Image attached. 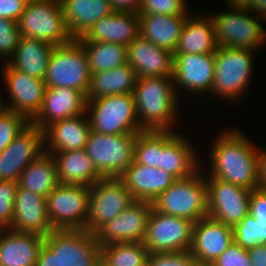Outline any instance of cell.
I'll return each mask as SVG.
<instances>
[{
	"label": "cell",
	"instance_id": "6da1fadb",
	"mask_svg": "<svg viewBox=\"0 0 266 266\" xmlns=\"http://www.w3.org/2000/svg\"><path fill=\"white\" fill-rule=\"evenodd\" d=\"M216 139L210 151L212 167L209 177L249 190L258 188L259 148L238 130H227Z\"/></svg>",
	"mask_w": 266,
	"mask_h": 266
},
{
	"label": "cell",
	"instance_id": "7a4b0ae2",
	"mask_svg": "<svg viewBox=\"0 0 266 266\" xmlns=\"http://www.w3.org/2000/svg\"><path fill=\"white\" fill-rule=\"evenodd\" d=\"M133 95L137 119L143 131L173 130L171 125L179 102L173 78L140 77Z\"/></svg>",
	"mask_w": 266,
	"mask_h": 266
},
{
	"label": "cell",
	"instance_id": "3957f363",
	"mask_svg": "<svg viewBox=\"0 0 266 266\" xmlns=\"http://www.w3.org/2000/svg\"><path fill=\"white\" fill-rule=\"evenodd\" d=\"M86 101L91 130L107 135L143 131L137 119L133 94L108 95Z\"/></svg>",
	"mask_w": 266,
	"mask_h": 266
},
{
	"label": "cell",
	"instance_id": "277c9868",
	"mask_svg": "<svg viewBox=\"0 0 266 266\" xmlns=\"http://www.w3.org/2000/svg\"><path fill=\"white\" fill-rule=\"evenodd\" d=\"M152 204L158 212L196 223L208 217L206 180L198 173L192 178L176 180Z\"/></svg>",
	"mask_w": 266,
	"mask_h": 266
},
{
	"label": "cell",
	"instance_id": "5b68a950",
	"mask_svg": "<svg viewBox=\"0 0 266 266\" xmlns=\"http://www.w3.org/2000/svg\"><path fill=\"white\" fill-rule=\"evenodd\" d=\"M90 78L88 58L78 39L54 47L44 79L47 87L77 89L86 96Z\"/></svg>",
	"mask_w": 266,
	"mask_h": 266
},
{
	"label": "cell",
	"instance_id": "8992f818",
	"mask_svg": "<svg viewBox=\"0 0 266 266\" xmlns=\"http://www.w3.org/2000/svg\"><path fill=\"white\" fill-rule=\"evenodd\" d=\"M17 24L21 37L38 39L52 46L73 39L65 24L60 0L27 2Z\"/></svg>",
	"mask_w": 266,
	"mask_h": 266
},
{
	"label": "cell",
	"instance_id": "52a82bcc",
	"mask_svg": "<svg viewBox=\"0 0 266 266\" xmlns=\"http://www.w3.org/2000/svg\"><path fill=\"white\" fill-rule=\"evenodd\" d=\"M137 134L89 133L85 152L103 178H119L134 161Z\"/></svg>",
	"mask_w": 266,
	"mask_h": 266
},
{
	"label": "cell",
	"instance_id": "ba28073f",
	"mask_svg": "<svg viewBox=\"0 0 266 266\" xmlns=\"http://www.w3.org/2000/svg\"><path fill=\"white\" fill-rule=\"evenodd\" d=\"M254 50L218 46L215 53V75L210 93L228 101L236 100L248 88ZM247 87V88H246ZM232 99V100H231Z\"/></svg>",
	"mask_w": 266,
	"mask_h": 266
},
{
	"label": "cell",
	"instance_id": "9c48e42d",
	"mask_svg": "<svg viewBox=\"0 0 266 266\" xmlns=\"http://www.w3.org/2000/svg\"><path fill=\"white\" fill-rule=\"evenodd\" d=\"M90 187L59 184L47 197V215L54 230H85Z\"/></svg>",
	"mask_w": 266,
	"mask_h": 266
},
{
	"label": "cell",
	"instance_id": "30bf717a",
	"mask_svg": "<svg viewBox=\"0 0 266 266\" xmlns=\"http://www.w3.org/2000/svg\"><path fill=\"white\" fill-rule=\"evenodd\" d=\"M250 12L252 14L250 9L230 8L229 12L220 11L210 16L218 46L255 51L262 46L266 40V31Z\"/></svg>",
	"mask_w": 266,
	"mask_h": 266
},
{
	"label": "cell",
	"instance_id": "8fae6325",
	"mask_svg": "<svg viewBox=\"0 0 266 266\" xmlns=\"http://www.w3.org/2000/svg\"><path fill=\"white\" fill-rule=\"evenodd\" d=\"M136 200L120 178H102L90 187L86 229L95 234Z\"/></svg>",
	"mask_w": 266,
	"mask_h": 266
},
{
	"label": "cell",
	"instance_id": "7c38bea8",
	"mask_svg": "<svg viewBox=\"0 0 266 266\" xmlns=\"http://www.w3.org/2000/svg\"><path fill=\"white\" fill-rule=\"evenodd\" d=\"M193 225L189 219L166 215L153 208L143 243L151 254L190 251Z\"/></svg>",
	"mask_w": 266,
	"mask_h": 266
},
{
	"label": "cell",
	"instance_id": "4fadbf2b",
	"mask_svg": "<svg viewBox=\"0 0 266 266\" xmlns=\"http://www.w3.org/2000/svg\"><path fill=\"white\" fill-rule=\"evenodd\" d=\"M45 243L60 257L62 266L101 265V245L87 230H53Z\"/></svg>",
	"mask_w": 266,
	"mask_h": 266
},
{
	"label": "cell",
	"instance_id": "5bb4252c",
	"mask_svg": "<svg viewBox=\"0 0 266 266\" xmlns=\"http://www.w3.org/2000/svg\"><path fill=\"white\" fill-rule=\"evenodd\" d=\"M208 217L234 227L249 214L250 193L245 187L207 177Z\"/></svg>",
	"mask_w": 266,
	"mask_h": 266
},
{
	"label": "cell",
	"instance_id": "9a60e30c",
	"mask_svg": "<svg viewBox=\"0 0 266 266\" xmlns=\"http://www.w3.org/2000/svg\"><path fill=\"white\" fill-rule=\"evenodd\" d=\"M44 144L45 131L30 123L0 153V181L17 182L22 171L45 152Z\"/></svg>",
	"mask_w": 266,
	"mask_h": 266
},
{
	"label": "cell",
	"instance_id": "2e32d148",
	"mask_svg": "<svg viewBox=\"0 0 266 266\" xmlns=\"http://www.w3.org/2000/svg\"><path fill=\"white\" fill-rule=\"evenodd\" d=\"M152 209L151 202L136 200L94 234L98 243L143 242Z\"/></svg>",
	"mask_w": 266,
	"mask_h": 266
},
{
	"label": "cell",
	"instance_id": "e0dca14e",
	"mask_svg": "<svg viewBox=\"0 0 266 266\" xmlns=\"http://www.w3.org/2000/svg\"><path fill=\"white\" fill-rule=\"evenodd\" d=\"M5 64L4 82L11 101L6 110L22 114L31 121L42 107L47 88L45 81L14 69L8 62Z\"/></svg>",
	"mask_w": 266,
	"mask_h": 266
},
{
	"label": "cell",
	"instance_id": "ac0fdd59",
	"mask_svg": "<svg viewBox=\"0 0 266 266\" xmlns=\"http://www.w3.org/2000/svg\"><path fill=\"white\" fill-rule=\"evenodd\" d=\"M215 75V53L174 54L173 83L192 93H210ZM180 85V86H179Z\"/></svg>",
	"mask_w": 266,
	"mask_h": 266
},
{
	"label": "cell",
	"instance_id": "d6986e66",
	"mask_svg": "<svg viewBox=\"0 0 266 266\" xmlns=\"http://www.w3.org/2000/svg\"><path fill=\"white\" fill-rule=\"evenodd\" d=\"M233 242V227L206 217L193 225L190 253L195 262L212 264Z\"/></svg>",
	"mask_w": 266,
	"mask_h": 266
},
{
	"label": "cell",
	"instance_id": "ffe728a7",
	"mask_svg": "<svg viewBox=\"0 0 266 266\" xmlns=\"http://www.w3.org/2000/svg\"><path fill=\"white\" fill-rule=\"evenodd\" d=\"M86 103V96L77 89L47 87L42 107L30 123L45 130L54 122L84 114Z\"/></svg>",
	"mask_w": 266,
	"mask_h": 266
},
{
	"label": "cell",
	"instance_id": "44dd1931",
	"mask_svg": "<svg viewBox=\"0 0 266 266\" xmlns=\"http://www.w3.org/2000/svg\"><path fill=\"white\" fill-rule=\"evenodd\" d=\"M128 64L140 77L173 78L174 53L138 36L127 46Z\"/></svg>",
	"mask_w": 266,
	"mask_h": 266
},
{
	"label": "cell",
	"instance_id": "7402d4cb",
	"mask_svg": "<svg viewBox=\"0 0 266 266\" xmlns=\"http://www.w3.org/2000/svg\"><path fill=\"white\" fill-rule=\"evenodd\" d=\"M10 229L42 236L53 231L47 215L46 198L18 185Z\"/></svg>",
	"mask_w": 266,
	"mask_h": 266
},
{
	"label": "cell",
	"instance_id": "603a6c76",
	"mask_svg": "<svg viewBox=\"0 0 266 266\" xmlns=\"http://www.w3.org/2000/svg\"><path fill=\"white\" fill-rule=\"evenodd\" d=\"M137 201L153 202L177 179L162 168H152L133 161L119 177Z\"/></svg>",
	"mask_w": 266,
	"mask_h": 266
},
{
	"label": "cell",
	"instance_id": "cb8c5ba5",
	"mask_svg": "<svg viewBox=\"0 0 266 266\" xmlns=\"http://www.w3.org/2000/svg\"><path fill=\"white\" fill-rule=\"evenodd\" d=\"M139 36L137 12L114 11L96 22L80 42H113L128 46Z\"/></svg>",
	"mask_w": 266,
	"mask_h": 266
},
{
	"label": "cell",
	"instance_id": "d4e9b609",
	"mask_svg": "<svg viewBox=\"0 0 266 266\" xmlns=\"http://www.w3.org/2000/svg\"><path fill=\"white\" fill-rule=\"evenodd\" d=\"M184 136L173 131H162L160 168L177 180L192 178L198 173L197 155ZM185 139V140H184Z\"/></svg>",
	"mask_w": 266,
	"mask_h": 266
},
{
	"label": "cell",
	"instance_id": "484cf974",
	"mask_svg": "<svg viewBox=\"0 0 266 266\" xmlns=\"http://www.w3.org/2000/svg\"><path fill=\"white\" fill-rule=\"evenodd\" d=\"M45 236L4 229L0 235V266H36Z\"/></svg>",
	"mask_w": 266,
	"mask_h": 266
},
{
	"label": "cell",
	"instance_id": "4316f807",
	"mask_svg": "<svg viewBox=\"0 0 266 266\" xmlns=\"http://www.w3.org/2000/svg\"><path fill=\"white\" fill-rule=\"evenodd\" d=\"M86 115V116H85ZM87 113L57 121L45 131V152L56 153L69 150L85 149L91 124ZM48 140V141H47ZM48 150V151H47Z\"/></svg>",
	"mask_w": 266,
	"mask_h": 266
},
{
	"label": "cell",
	"instance_id": "83f0119b",
	"mask_svg": "<svg viewBox=\"0 0 266 266\" xmlns=\"http://www.w3.org/2000/svg\"><path fill=\"white\" fill-rule=\"evenodd\" d=\"M73 39L83 37L100 19L114 12L109 0H60Z\"/></svg>",
	"mask_w": 266,
	"mask_h": 266
},
{
	"label": "cell",
	"instance_id": "f1b7e54d",
	"mask_svg": "<svg viewBox=\"0 0 266 266\" xmlns=\"http://www.w3.org/2000/svg\"><path fill=\"white\" fill-rule=\"evenodd\" d=\"M139 36L174 53L188 15L138 14Z\"/></svg>",
	"mask_w": 266,
	"mask_h": 266
},
{
	"label": "cell",
	"instance_id": "f546056e",
	"mask_svg": "<svg viewBox=\"0 0 266 266\" xmlns=\"http://www.w3.org/2000/svg\"><path fill=\"white\" fill-rule=\"evenodd\" d=\"M55 162L58 179L62 185L91 187L103 177L97 172L85 149L50 153Z\"/></svg>",
	"mask_w": 266,
	"mask_h": 266
},
{
	"label": "cell",
	"instance_id": "4dcf8cb0",
	"mask_svg": "<svg viewBox=\"0 0 266 266\" xmlns=\"http://www.w3.org/2000/svg\"><path fill=\"white\" fill-rule=\"evenodd\" d=\"M137 80V73L128 63L112 70L91 73L86 100L108 95L133 94Z\"/></svg>",
	"mask_w": 266,
	"mask_h": 266
},
{
	"label": "cell",
	"instance_id": "1f68e13d",
	"mask_svg": "<svg viewBox=\"0 0 266 266\" xmlns=\"http://www.w3.org/2000/svg\"><path fill=\"white\" fill-rule=\"evenodd\" d=\"M54 47L38 39L21 37L14 56L6 62L14 69L44 80Z\"/></svg>",
	"mask_w": 266,
	"mask_h": 266
},
{
	"label": "cell",
	"instance_id": "d6a6232c",
	"mask_svg": "<svg viewBox=\"0 0 266 266\" xmlns=\"http://www.w3.org/2000/svg\"><path fill=\"white\" fill-rule=\"evenodd\" d=\"M187 16L182 34L174 54H204L216 53L218 44L214 23L211 17L198 16L197 19ZM206 17V18H205Z\"/></svg>",
	"mask_w": 266,
	"mask_h": 266
},
{
	"label": "cell",
	"instance_id": "836d02e7",
	"mask_svg": "<svg viewBox=\"0 0 266 266\" xmlns=\"http://www.w3.org/2000/svg\"><path fill=\"white\" fill-rule=\"evenodd\" d=\"M17 182L21 188L46 198L60 184L53 156L44 152L22 171Z\"/></svg>",
	"mask_w": 266,
	"mask_h": 266
},
{
	"label": "cell",
	"instance_id": "e575fe53",
	"mask_svg": "<svg viewBox=\"0 0 266 266\" xmlns=\"http://www.w3.org/2000/svg\"><path fill=\"white\" fill-rule=\"evenodd\" d=\"M91 73L112 70L128 63L127 46L113 42H81Z\"/></svg>",
	"mask_w": 266,
	"mask_h": 266
},
{
	"label": "cell",
	"instance_id": "d590c367",
	"mask_svg": "<svg viewBox=\"0 0 266 266\" xmlns=\"http://www.w3.org/2000/svg\"><path fill=\"white\" fill-rule=\"evenodd\" d=\"M149 251L143 242H124L101 246L102 266H146Z\"/></svg>",
	"mask_w": 266,
	"mask_h": 266
},
{
	"label": "cell",
	"instance_id": "8d00e7d4",
	"mask_svg": "<svg viewBox=\"0 0 266 266\" xmlns=\"http://www.w3.org/2000/svg\"><path fill=\"white\" fill-rule=\"evenodd\" d=\"M162 131H141L137 134L134 161L152 168H160Z\"/></svg>",
	"mask_w": 266,
	"mask_h": 266
},
{
	"label": "cell",
	"instance_id": "74e56055",
	"mask_svg": "<svg viewBox=\"0 0 266 266\" xmlns=\"http://www.w3.org/2000/svg\"><path fill=\"white\" fill-rule=\"evenodd\" d=\"M233 238L235 243L246 250L266 244V226L247 214L233 227Z\"/></svg>",
	"mask_w": 266,
	"mask_h": 266
},
{
	"label": "cell",
	"instance_id": "f35d334b",
	"mask_svg": "<svg viewBox=\"0 0 266 266\" xmlns=\"http://www.w3.org/2000/svg\"><path fill=\"white\" fill-rule=\"evenodd\" d=\"M29 124L30 121L22 114L5 110L0 116V153Z\"/></svg>",
	"mask_w": 266,
	"mask_h": 266
},
{
	"label": "cell",
	"instance_id": "ab89813d",
	"mask_svg": "<svg viewBox=\"0 0 266 266\" xmlns=\"http://www.w3.org/2000/svg\"><path fill=\"white\" fill-rule=\"evenodd\" d=\"M185 0H141L138 14L188 15Z\"/></svg>",
	"mask_w": 266,
	"mask_h": 266
},
{
	"label": "cell",
	"instance_id": "60d3db41",
	"mask_svg": "<svg viewBox=\"0 0 266 266\" xmlns=\"http://www.w3.org/2000/svg\"><path fill=\"white\" fill-rule=\"evenodd\" d=\"M18 182L0 181V227L10 229Z\"/></svg>",
	"mask_w": 266,
	"mask_h": 266
},
{
	"label": "cell",
	"instance_id": "b9f144b4",
	"mask_svg": "<svg viewBox=\"0 0 266 266\" xmlns=\"http://www.w3.org/2000/svg\"><path fill=\"white\" fill-rule=\"evenodd\" d=\"M21 34L16 21L0 18V56L11 59L14 56Z\"/></svg>",
	"mask_w": 266,
	"mask_h": 266
},
{
	"label": "cell",
	"instance_id": "7bdbcfd3",
	"mask_svg": "<svg viewBox=\"0 0 266 266\" xmlns=\"http://www.w3.org/2000/svg\"><path fill=\"white\" fill-rule=\"evenodd\" d=\"M190 251L149 254L146 266H193Z\"/></svg>",
	"mask_w": 266,
	"mask_h": 266
},
{
	"label": "cell",
	"instance_id": "ee69618b",
	"mask_svg": "<svg viewBox=\"0 0 266 266\" xmlns=\"http://www.w3.org/2000/svg\"><path fill=\"white\" fill-rule=\"evenodd\" d=\"M213 266H251L246 249L233 242L213 263Z\"/></svg>",
	"mask_w": 266,
	"mask_h": 266
},
{
	"label": "cell",
	"instance_id": "f6af8a7d",
	"mask_svg": "<svg viewBox=\"0 0 266 266\" xmlns=\"http://www.w3.org/2000/svg\"><path fill=\"white\" fill-rule=\"evenodd\" d=\"M249 214L266 226V190L256 188L250 193Z\"/></svg>",
	"mask_w": 266,
	"mask_h": 266
},
{
	"label": "cell",
	"instance_id": "bcb514c9",
	"mask_svg": "<svg viewBox=\"0 0 266 266\" xmlns=\"http://www.w3.org/2000/svg\"><path fill=\"white\" fill-rule=\"evenodd\" d=\"M26 4V0H0V18H8L18 22Z\"/></svg>",
	"mask_w": 266,
	"mask_h": 266
},
{
	"label": "cell",
	"instance_id": "7dc6e473",
	"mask_svg": "<svg viewBox=\"0 0 266 266\" xmlns=\"http://www.w3.org/2000/svg\"><path fill=\"white\" fill-rule=\"evenodd\" d=\"M36 266H62L61 259L44 243L39 251Z\"/></svg>",
	"mask_w": 266,
	"mask_h": 266
},
{
	"label": "cell",
	"instance_id": "c3c4849f",
	"mask_svg": "<svg viewBox=\"0 0 266 266\" xmlns=\"http://www.w3.org/2000/svg\"><path fill=\"white\" fill-rule=\"evenodd\" d=\"M114 11L138 12L141 0H109Z\"/></svg>",
	"mask_w": 266,
	"mask_h": 266
},
{
	"label": "cell",
	"instance_id": "681fc988",
	"mask_svg": "<svg viewBox=\"0 0 266 266\" xmlns=\"http://www.w3.org/2000/svg\"><path fill=\"white\" fill-rule=\"evenodd\" d=\"M248 251L251 266H266V244L258 245Z\"/></svg>",
	"mask_w": 266,
	"mask_h": 266
},
{
	"label": "cell",
	"instance_id": "f907efd6",
	"mask_svg": "<svg viewBox=\"0 0 266 266\" xmlns=\"http://www.w3.org/2000/svg\"><path fill=\"white\" fill-rule=\"evenodd\" d=\"M258 188L266 190V150L258 152Z\"/></svg>",
	"mask_w": 266,
	"mask_h": 266
},
{
	"label": "cell",
	"instance_id": "816d5d0a",
	"mask_svg": "<svg viewBox=\"0 0 266 266\" xmlns=\"http://www.w3.org/2000/svg\"><path fill=\"white\" fill-rule=\"evenodd\" d=\"M249 9L252 11V13L255 12L258 15L257 18L262 17L261 19H266V0H252Z\"/></svg>",
	"mask_w": 266,
	"mask_h": 266
},
{
	"label": "cell",
	"instance_id": "f5cc1de1",
	"mask_svg": "<svg viewBox=\"0 0 266 266\" xmlns=\"http://www.w3.org/2000/svg\"><path fill=\"white\" fill-rule=\"evenodd\" d=\"M227 5H230L229 8H239V9H249L252 3V0H227Z\"/></svg>",
	"mask_w": 266,
	"mask_h": 266
},
{
	"label": "cell",
	"instance_id": "db71d44e",
	"mask_svg": "<svg viewBox=\"0 0 266 266\" xmlns=\"http://www.w3.org/2000/svg\"><path fill=\"white\" fill-rule=\"evenodd\" d=\"M193 266H213L212 264L209 263H199V262H195L193 264Z\"/></svg>",
	"mask_w": 266,
	"mask_h": 266
},
{
	"label": "cell",
	"instance_id": "11a10c76",
	"mask_svg": "<svg viewBox=\"0 0 266 266\" xmlns=\"http://www.w3.org/2000/svg\"><path fill=\"white\" fill-rule=\"evenodd\" d=\"M2 102L0 101V116L5 112V110H6V106L4 105L3 106V104H1Z\"/></svg>",
	"mask_w": 266,
	"mask_h": 266
},
{
	"label": "cell",
	"instance_id": "9f6ffc18",
	"mask_svg": "<svg viewBox=\"0 0 266 266\" xmlns=\"http://www.w3.org/2000/svg\"><path fill=\"white\" fill-rule=\"evenodd\" d=\"M27 2H36V1H44V0H26Z\"/></svg>",
	"mask_w": 266,
	"mask_h": 266
},
{
	"label": "cell",
	"instance_id": "6f0895ef",
	"mask_svg": "<svg viewBox=\"0 0 266 266\" xmlns=\"http://www.w3.org/2000/svg\"><path fill=\"white\" fill-rule=\"evenodd\" d=\"M3 230H4V229H3L2 227H0V235H1V233H2Z\"/></svg>",
	"mask_w": 266,
	"mask_h": 266
}]
</instances>
